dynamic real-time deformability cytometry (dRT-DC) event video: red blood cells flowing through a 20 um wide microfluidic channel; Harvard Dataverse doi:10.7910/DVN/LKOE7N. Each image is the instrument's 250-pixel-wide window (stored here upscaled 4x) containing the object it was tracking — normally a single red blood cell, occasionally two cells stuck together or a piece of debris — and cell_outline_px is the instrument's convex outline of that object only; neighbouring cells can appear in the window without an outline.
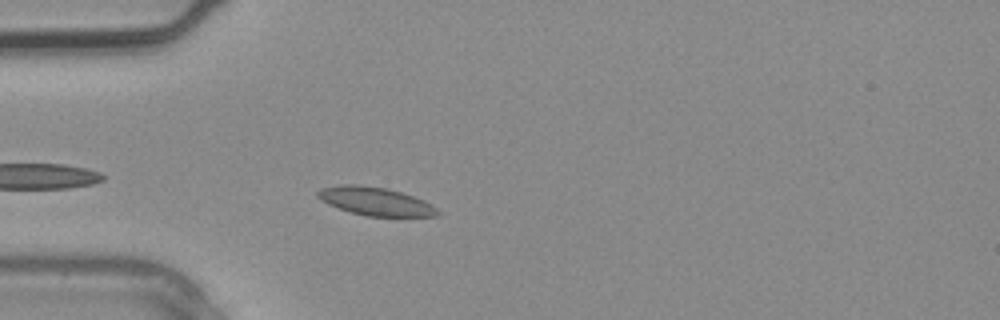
{"species": "common noctule bat (a hibernating species)", "species_latin": "Nyctalus noctula", "temperature_condition": "warm", "stored_images_in_passage": 2, "camera_frame_rate_fps": 3000, "um_per_image_px": 0.085, "animal": {"sex": "male", "body_mass_g": 20.4}, "frame": {"image": 1, "passage_image": 2, "time_ms": 0.333, "image_size_px": [1000, 320], "cell_outline_px": [[440, 212], [436, 216], [368, 216], [352, 212], [328, 204], [320, 200], [316, 196], [316, 192], [320, 188], [344, 184], [360, 184], [388, 188], [424, 200], [436, 208]], "centroid_in_image_um": [31.88, 17.09], "position_along_channel_um": 53.1, "area_um2": 19.65}}